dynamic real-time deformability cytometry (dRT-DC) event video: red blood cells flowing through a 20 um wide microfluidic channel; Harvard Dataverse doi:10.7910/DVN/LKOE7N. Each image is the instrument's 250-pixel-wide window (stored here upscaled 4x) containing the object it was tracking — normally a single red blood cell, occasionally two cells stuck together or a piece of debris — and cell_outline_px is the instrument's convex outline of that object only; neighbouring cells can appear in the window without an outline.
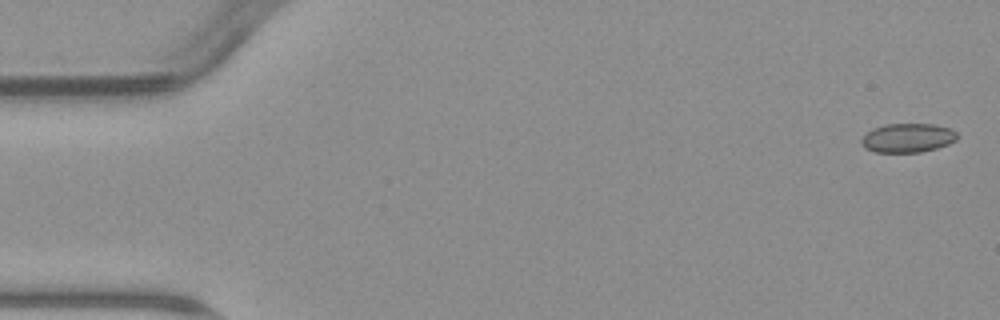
{"species": "common noctule bat (a hibernating species)", "species_latin": "Nyctalus noctula", "temperature_condition": "warm", "stored_images_in_passage": 5, "camera_frame_rate_fps": 3000, "um_per_image_px": 0.085, "animal": {"sex": "male", "body_mass_g": 23.1, "forearm_length_mm": 52.7}, "frame": {"image": 1, "passage_image": 1, "time_ms": 0.0, "image_size_px": [1000, 320], "cell_outline_px": [[956, 140], [948, 144], [936, 148], [920, 152], [876, 152], [864, 148], [860, 144], [860, 140], [872, 128], [884, 124], [936, 124], [952, 128], [956, 132]], "centroid_in_image_um": [77.14, 11.71], "position_along_channel_um": 7.9, "area_um2": 16.3}}
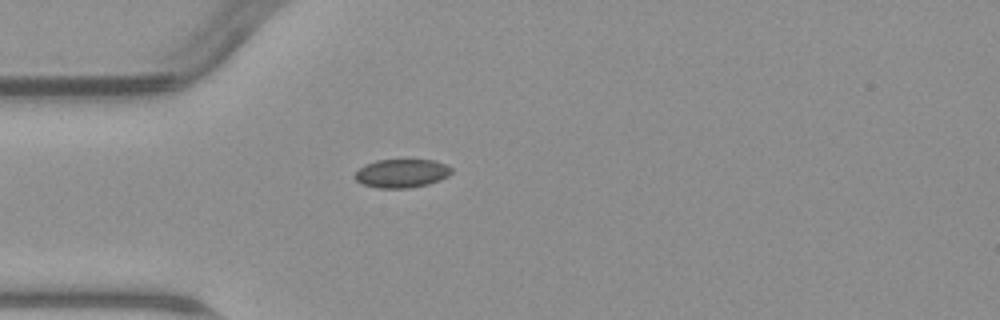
{"frame": {"image": 2, "passage_image": 4, "time_ms": 4.667, "image_size_px": [1000, 320], "cell_outline_px": [[452, 172], [448, 176], [440, 180], [428, 184], [408, 188], [380, 188], [364, 184], [356, 180], [352, 176], [364, 164], [376, 160], [432, 160], [444, 164], [452, 168]], "centroid_in_image_um": [34.13, 14.73], "position_along_channel_um": 50.9, "area_um2": 16.01}}